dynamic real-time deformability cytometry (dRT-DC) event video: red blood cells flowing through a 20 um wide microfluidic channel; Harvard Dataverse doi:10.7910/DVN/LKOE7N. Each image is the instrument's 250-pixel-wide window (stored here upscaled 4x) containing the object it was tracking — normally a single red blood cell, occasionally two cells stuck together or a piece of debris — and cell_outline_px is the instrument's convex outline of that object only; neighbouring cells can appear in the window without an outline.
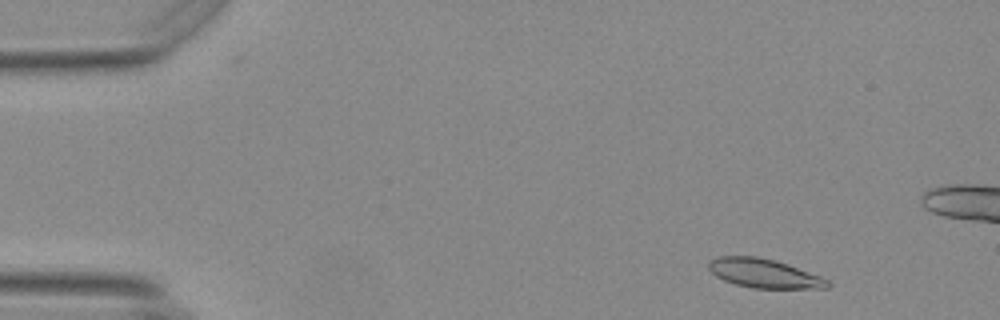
{"species": "Egyptian fruit bat (a non-hibernating species)", "species_latin": "Rousettus aegyptiacus", "temperature_condition": "warm", "stored_images_in_passage": 54, "camera_frame_rate_fps": 3000, "um_per_image_px": 0.085, "animal": {"sex": "female"}, "frame": {"image": 1, "passage_image": 4, "time_ms": 1.0, "image_size_px": [1000, 320], "cell_outline_px": [[832, 284], [828, 288], [752, 288], [736, 284], [724, 280], [716, 276], [708, 268], [708, 260], [720, 256], [756, 256], [772, 260], [820, 276], [828, 280]], "centroid_in_image_um": [64.91, 23.24], "position_along_channel_um": 20.1, "area_um2": 19.77}}
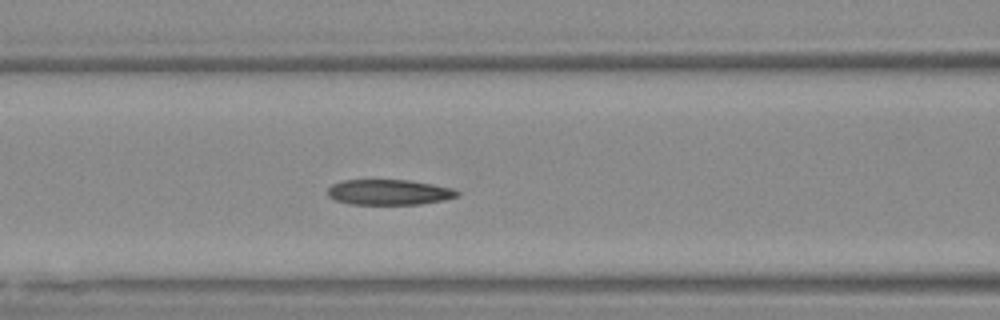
{"frame": {"image": 2, "passage_image": 21, "time_ms": 6.667, "image_size_px": [1000, 320], "cell_outline_px": [[460, 196], [444, 200], [420, 204], [348, 204], [336, 200], [328, 196], [328, 188], [332, 184], [344, 180], [408, 180], [432, 184], [452, 188], [460, 192]], "centroid_in_image_um": [33.08, 16.34], "position_along_channel_um": 133.5, "area_um2": 19.19}}
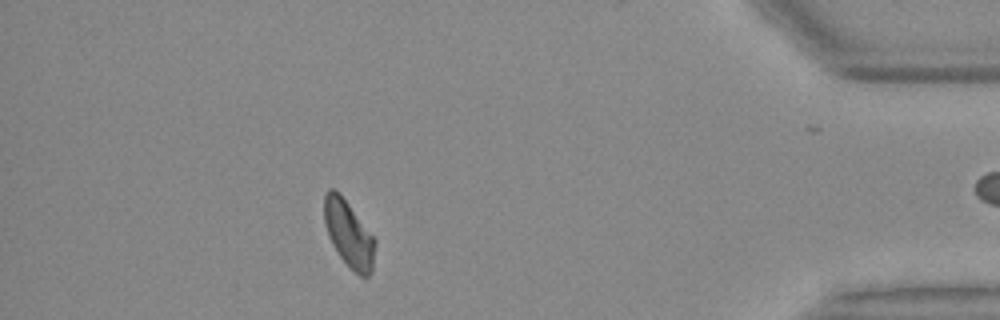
{"frame": {"image": 3, "passage_image": 47, "time_ms": 15.333, "image_size_px": [1000, 320], "cell_outline_px": [[376, 244], [372, 272], [368, 276], [360, 276], [340, 256], [332, 244], [328, 236], [324, 220], [324, 196], [328, 188], [332, 188], [340, 192], [376, 240]], "centroid_in_image_um": [29.64, 19.85], "position_along_channel_um": 405.6, "area_um2": 19.59}, "authors_computed_cell_mechanics": {"area_um2": 19.7676, "velocity_mm_per_s": 3.6963, "shape_relaxation_time_tau1_ms": 11.0456, "shape_relaxation_time_tau2_ms": 2.3476, "deformation_change_tau1": 0.1916, "deformation_change_tau2": 0.0861}}